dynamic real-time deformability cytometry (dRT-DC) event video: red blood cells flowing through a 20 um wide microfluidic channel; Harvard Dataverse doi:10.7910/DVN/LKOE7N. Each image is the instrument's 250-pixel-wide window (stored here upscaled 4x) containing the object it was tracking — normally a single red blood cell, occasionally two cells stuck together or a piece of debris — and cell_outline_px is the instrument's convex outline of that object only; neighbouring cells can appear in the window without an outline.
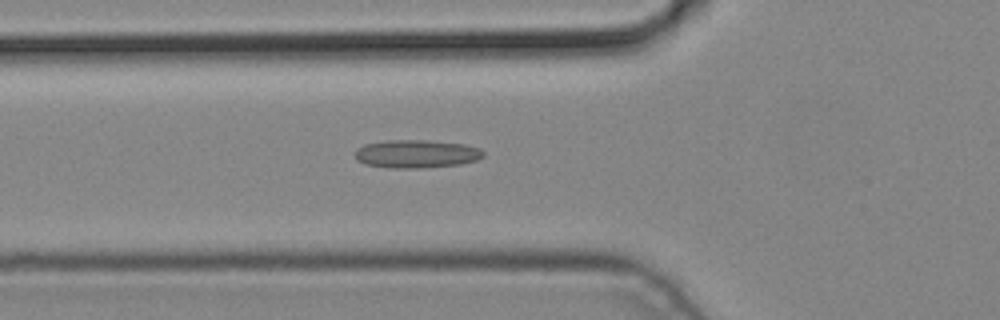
{"species": "common noctule bat (a hibernating species)", "species_latin": "Nyctalus noctula", "temperature_condition": "cold", "stored_images_in_passage": 3, "camera_frame_rate_fps": 3000, "um_per_image_px": 0.085, "animal": {"sex": "male", "body_mass_g": 19.2, "forearm_length_mm": 51.8}, "frame": {"image": 1, "passage_image": 3, "time_ms": 0.667, "image_size_px": [1000, 320], "cell_outline_px": [[484, 156], [476, 160], [460, 164], [424, 168], [392, 168], [364, 164], [356, 160], [356, 148], [364, 144], [388, 140], [424, 140], [464, 144], [480, 148], [484, 152]], "centroid_in_image_um": [35.38, 13.08], "position_along_channel_um": 90.4, "area_um2": 21.1}}